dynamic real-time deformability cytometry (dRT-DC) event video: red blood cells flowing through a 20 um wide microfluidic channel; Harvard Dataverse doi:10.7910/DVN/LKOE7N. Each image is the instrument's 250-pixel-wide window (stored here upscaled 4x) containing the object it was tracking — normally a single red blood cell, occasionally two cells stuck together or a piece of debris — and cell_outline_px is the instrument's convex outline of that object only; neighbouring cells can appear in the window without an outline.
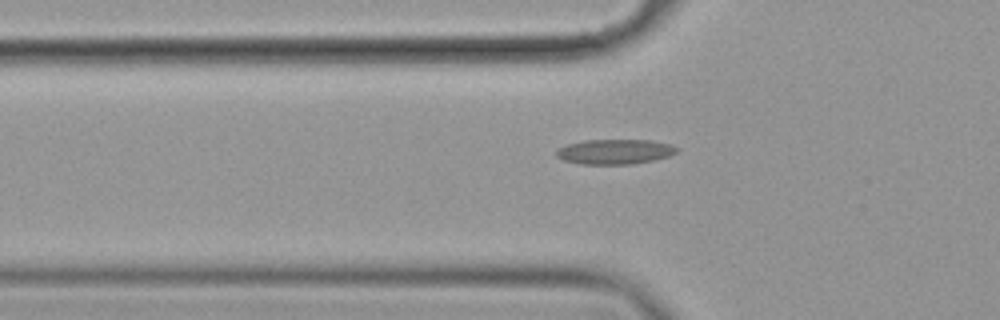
{"species": "common noctule bat (a hibernating species)", "species_latin": "Nyctalus noctula", "temperature_condition": "cold", "stored_images_in_passage": 6, "camera_frame_rate_fps": 3000, "um_per_image_px": 0.085, "animal": {"sex": "female", "body_mass_g": 19.9}, "frame": {"image": 1, "passage_image": 6, "time_ms": 1.667, "image_size_px": [1000, 320], "cell_outline_px": [[680, 148], [676, 152], [668, 156], [652, 160], [632, 164], [580, 164], [564, 160], [556, 156], [556, 148], [568, 144], [584, 140], [652, 140], [668, 144]], "centroid_in_image_um": [52.23, 12.89], "position_along_channel_um": 73.6, "area_um2": 17.46}}